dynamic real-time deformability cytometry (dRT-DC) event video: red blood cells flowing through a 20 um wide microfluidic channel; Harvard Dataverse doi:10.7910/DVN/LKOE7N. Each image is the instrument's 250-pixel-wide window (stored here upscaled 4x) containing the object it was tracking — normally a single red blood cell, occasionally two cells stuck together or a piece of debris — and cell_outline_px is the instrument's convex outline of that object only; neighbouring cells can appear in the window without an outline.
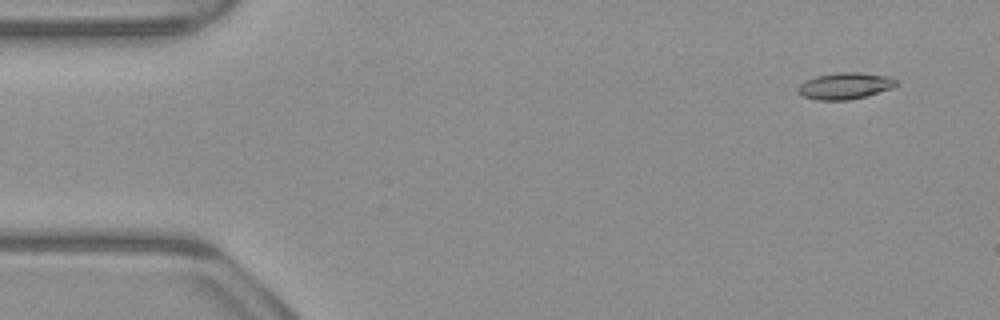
{"species": "common noctule bat (a hibernating species)", "species_latin": "Nyctalus noctula", "temperature_condition": "warm", "stored_images_in_passage": 52, "camera_frame_rate_fps": 3000, "um_per_image_px": 0.085, "animal": {"sex": "male", "body_mass_g": 23.1, "forearm_length_mm": 52.7}, "frame": {"image": 1, "passage_image": 4, "time_ms": 1.0, "image_size_px": [1000, 320], "cell_outline_px": [[900, 84], [892, 88], [864, 96], [848, 100], [816, 100], [804, 96], [796, 92], [796, 88], [804, 80], [816, 76], [836, 72], [856, 72], [892, 76], [900, 80]], "centroid_in_image_um": [71.85, 7.28], "position_along_channel_um": 13.2, "area_um2": 15.49}}
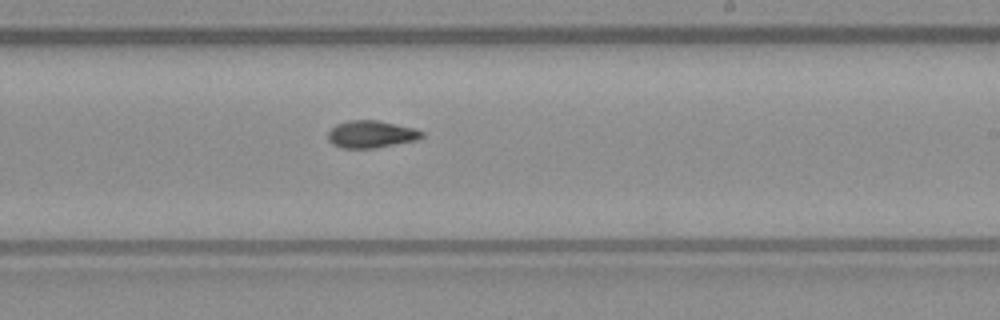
{"frame": {"image": 2, "passage_image": 31, "time_ms": 10.0, "image_size_px": [1000, 320], "cell_outline_px": [[424, 136], [416, 140], [372, 148], [340, 148], [332, 144], [328, 140], [328, 132], [336, 124], [348, 120], [380, 120], [416, 128], [424, 132]], "centroid_in_image_um": [31.55, 11.39], "position_along_channel_um": 257.5, "area_um2": 15.03}}
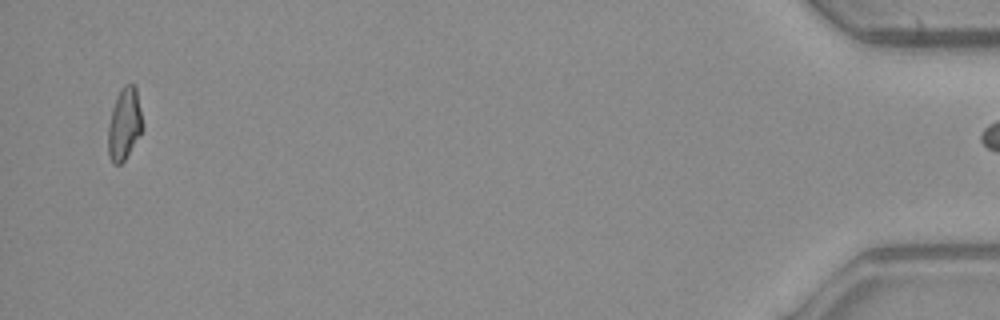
{"frame": {"image": 3, "passage_image": 51, "time_ms": 16.667, "image_size_px": [1000, 320], "cell_outline_px": [[144, 128], [124, 160], [120, 164], [112, 164], [108, 156], [108, 124], [112, 108], [116, 96], [120, 88], [124, 84], [132, 84], [136, 88]], "centroid_in_image_um": [10.55, 10.53], "position_along_channel_um": 424.6, "area_um2": 14.57}}